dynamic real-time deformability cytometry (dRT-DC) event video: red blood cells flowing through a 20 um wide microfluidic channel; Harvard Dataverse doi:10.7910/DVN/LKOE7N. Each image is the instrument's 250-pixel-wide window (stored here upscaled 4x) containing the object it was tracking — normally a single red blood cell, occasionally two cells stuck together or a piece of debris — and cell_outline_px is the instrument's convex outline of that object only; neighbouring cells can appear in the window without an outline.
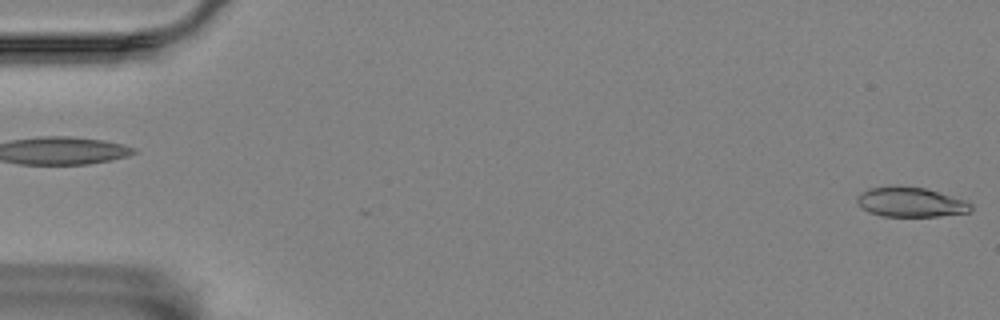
{"species": "Egyptian fruit bat (a non-hibernating species)", "species_latin": "Rousettus aegyptiacus", "temperature_condition": "room temperature", "stored_images_in_passage": 5, "segment_of_instrument_passage": [2, 2], "camera_frame_rate_fps": 3000, "um_per_image_px": 0.085, "animal": {"sex": "female"}, "frame": {"image": 1, "passage_image": 5, "time_ms": 4.667, "image_size_px": [1000, 320], "cell_outline_px": [[972, 208], [968, 212], [940, 216], [880, 216], [868, 212], [856, 200], [856, 196], [868, 188], [924, 188], [964, 200], [972, 204]], "centroid_in_image_um": [77.41, 17.22], "position_along_channel_um": 7.6, "area_um2": 18.96}}